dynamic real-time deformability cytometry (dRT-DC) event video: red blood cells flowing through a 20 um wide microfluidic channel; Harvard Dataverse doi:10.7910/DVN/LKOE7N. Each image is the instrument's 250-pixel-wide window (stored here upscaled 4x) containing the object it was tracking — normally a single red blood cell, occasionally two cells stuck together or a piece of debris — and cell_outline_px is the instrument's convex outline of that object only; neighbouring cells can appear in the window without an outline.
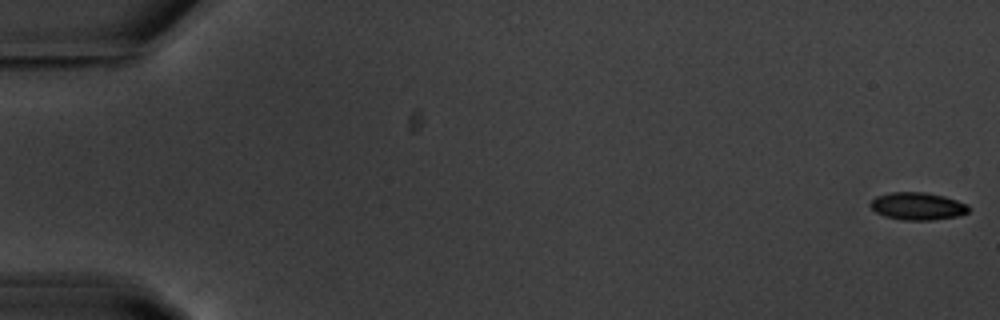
{"species": "common noctule bat (a hibernating species)", "species_latin": "Nyctalus noctula", "temperature_condition": "warm", "stored_images_in_passage": 56, "camera_frame_rate_fps": 3000, "um_per_image_px": 0.085, "animal": {"sex": "male", "body_mass_g": 20.1, "forearm_length_mm": 53.5}, "frame": {"image": 1, "passage_image": 1, "time_ms": 0.0, "image_size_px": [1000, 320], "cell_outline_px": [[968, 212], [960, 216], [932, 220], [904, 220], [884, 216], [876, 212], [868, 204], [876, 196], [892, 192], [924, 192], [944, 196], [968, 204]], "centroid_in_image_um": [77.99, 17.52], "position_along_channel_um": 7.0, "area_um2": 15.78}}
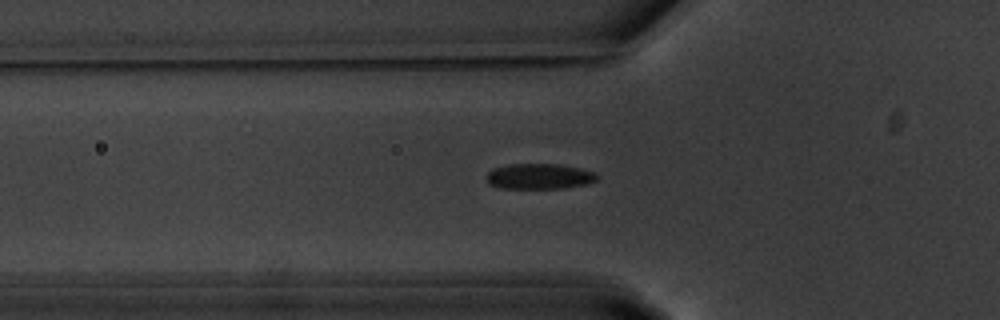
{"frame": {"image": 2, "passage_image": 20, "time_ms": 6.333, "image_size_px": [1000, 320], "cell_outline_px": [[600, 176], [596, 180], [584, 184], [564, 188], [504, 188], [488, 184], [488, 172], [492, 168], [508, 164], [560, 164], [580, 168], [596, 172]], "centroid_in_image_um": [45.86, 14.98], "position_along_channel_um": 79.9, "area_um2": 16.42}}
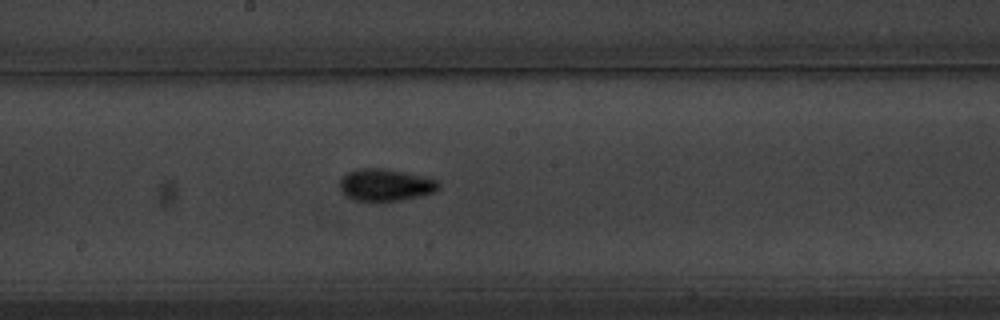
{"frame": {"image": 3, "passage_image": 31, "time_ms": 10.0, "image_size_px": [1000, 320], "cell_outline_px": [[440, 188], [436, 192], [420, 196], [400, 200], [376, 204], [352, 200], [340, 188], [340, 176], [356, 168], [384, 168], [428, 176], [436, 180], [440, 184]], "centroid_in_image_um": [32.77, 15.74], "position_along_channel_um": 215.4, "area_um2": 19.31}, "authors_computed_cell_mechanics": {"area_um2": 16.5019, "velocity_mm_per_s": 3.6587, "shape_relaxation_time_tau1_ms": 3.3355, "shape_relaxation_time_tau2_ms": 2.8121, "deformation_change_tau1": 0.1231, "deformation_change_tau2": 0.0571}}